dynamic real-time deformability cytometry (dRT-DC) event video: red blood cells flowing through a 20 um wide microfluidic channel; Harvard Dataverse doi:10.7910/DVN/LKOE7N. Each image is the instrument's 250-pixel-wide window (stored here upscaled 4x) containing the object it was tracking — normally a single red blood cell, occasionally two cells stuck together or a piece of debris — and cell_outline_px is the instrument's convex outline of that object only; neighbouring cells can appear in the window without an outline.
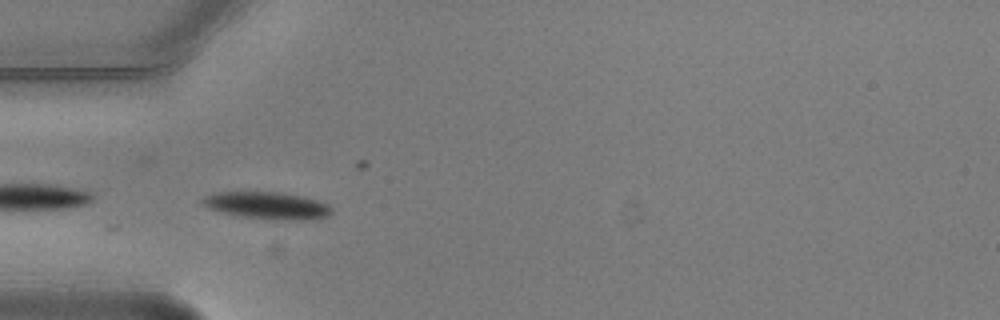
{"species": "common noctule bat (a hibernating species)", "species_latin": "Nyctalus noctula", "temperature_condition": "warm", "stored_images_in_passage": 5, "camera_frame_rate_fps": 3000, "um_per_image_px": 0.085, "animal": {"sex": "male", "body_mass_g": 20.5, "forearm_length_mm": 52.5}, "frame": {"image": 1, "passage_image": 5, "time_ms": 1.333, "image_size_px": [1000, 320], "cell_outline_px": [[332, 212], [328, 216], [244, 216], [224, 212], [208, 208], [200, 200], [204, 196], [216, 192], [280, 192], [300, 196], [316, 200], [328, 204], [332, 208]], "centroid_in_image_um": [22.58, 17.37], "position_along_channel_um": 62.4, "area_um2": 18.55}}